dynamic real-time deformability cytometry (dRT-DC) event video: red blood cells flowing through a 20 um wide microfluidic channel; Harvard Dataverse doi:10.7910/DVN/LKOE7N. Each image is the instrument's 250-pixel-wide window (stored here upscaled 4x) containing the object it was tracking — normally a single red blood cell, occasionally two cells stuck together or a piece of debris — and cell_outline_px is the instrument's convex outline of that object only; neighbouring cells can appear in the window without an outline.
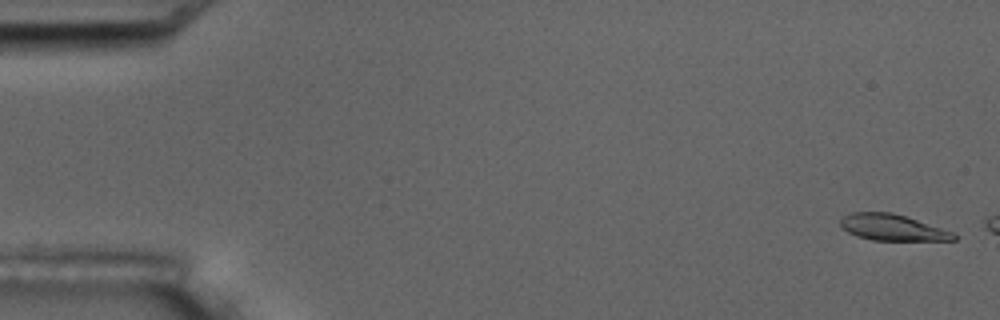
{"species": "common noctule bat (a hibernating species)", "species_latin": "Nyctalus noctula", "temperature_condition": "room temperature", "stored_images_in_passage": 2, "camera_frame_rate_fps": 3000, "um_per_image_px": 0.085, "animal": {"sex": "male", "body_mass_g": 17.5, "forearm_length_mm": 52.3}, "frame": {"image": 1, "passage_image": 1, "time_ms": 0.0, "image_size_px": [1000, 320], "cell_outline_px": [[956, 240], [872, 240], [856, 236], [840, 228], [840, 220], [844, 216], [852, 212], [892, 212], [952, 232], [956, 236]], "centroid_in_image_um": [75.77, 19.34], "position_along_channel_um": 9.2, "area_um2": 17.05}}